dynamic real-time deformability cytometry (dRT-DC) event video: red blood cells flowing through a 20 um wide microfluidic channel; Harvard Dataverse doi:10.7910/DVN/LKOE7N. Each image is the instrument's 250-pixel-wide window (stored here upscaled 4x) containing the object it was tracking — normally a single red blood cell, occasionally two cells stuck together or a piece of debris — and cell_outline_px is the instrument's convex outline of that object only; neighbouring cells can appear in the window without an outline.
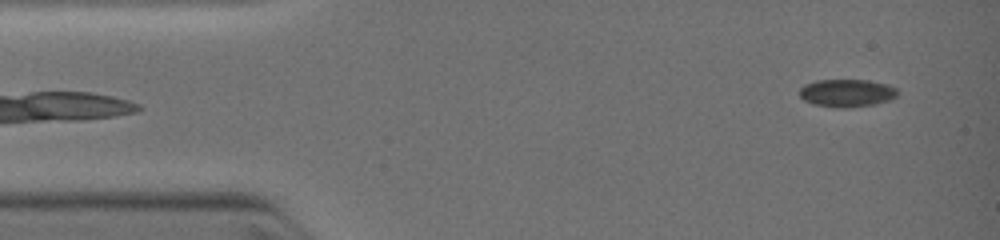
{"species": "common noctule bat (a hibernating species)", "species_latin": "Nyctalus noctula", "temperature_condition": "warm", "stored_images_in_passage": 7, "camera_frame_rate_fps": 3000, "um_per_image_px": 0.085, "animal": {"sex": "female", "body_mass_g": 19.0, "forearm_length_mm": 51.5}, "frame": {"image": 1, "passage_image": 7, "time_ms": 3.667, "image_size_px": [1000, 240], "cell_outline_px": [[896, 96], [888, 100], [876, 104], [844, 108], [840, 108], [812, 104], [804, 100], [800, 96], [800, 88], [804, 84], [816, 80], [868, 80], [888, 84], [896, 88]], "centroid_in_image_um": [71.95, 7.9], "position_along_channel_um": 13.0, "area_um2": 15.84}}